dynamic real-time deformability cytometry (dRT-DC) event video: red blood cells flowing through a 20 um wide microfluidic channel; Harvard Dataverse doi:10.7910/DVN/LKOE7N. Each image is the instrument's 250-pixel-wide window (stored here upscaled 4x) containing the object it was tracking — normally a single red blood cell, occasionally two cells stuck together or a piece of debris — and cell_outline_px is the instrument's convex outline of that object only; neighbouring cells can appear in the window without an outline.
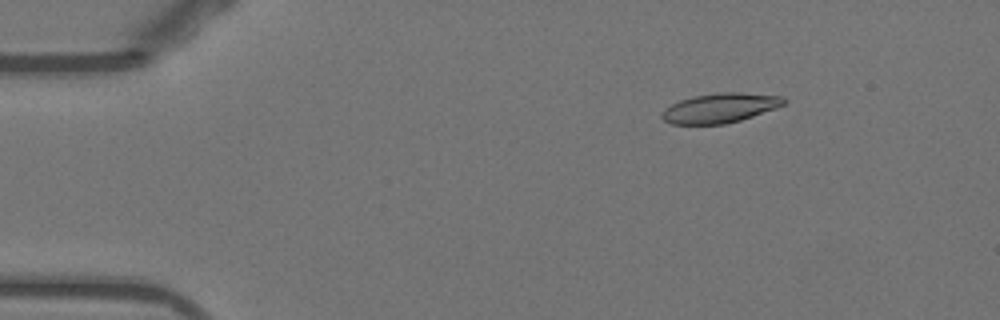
{"species": "Egyptian fruit bat (a non-hibernating species)", "species_latin": "Rousettus aegyptiacus", "temperature_condition": "warm", "stored_images_in_passage": 53, "camera_frame_rate_fps": 3000, "um_per_image_px": 0.085, "animal": {"sex": "female"}, "frame": {"image": 1, "passage_image": 8, "time_ms": 2.333, "image_size_px": [1000, 320], "cell_outline_px": [[788, 100], [784, 104], [776, 108], [740, 120], [724, 124], [672, 124], [664, 120], [660, 116], [664, 108], [680, 100], [692, 96], [716, 92], [740, 92], [784, 96]], "centroid_in_image_um": [61.21, 9.16], "position_along_channel_um": 23.8, "area_um2": 21.15}}
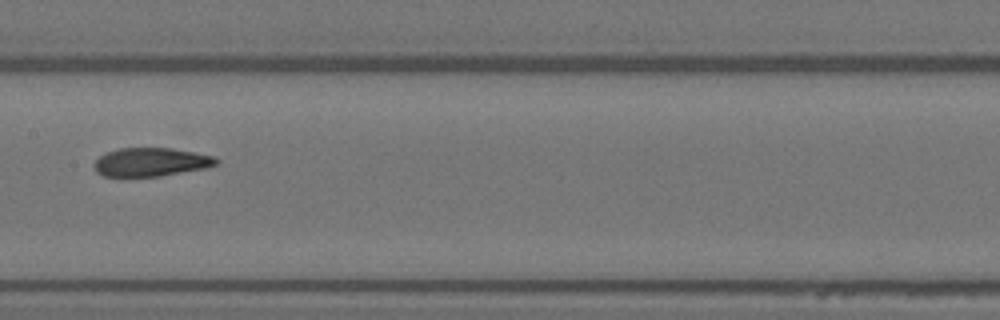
{"frame": {"image": 2, "passage_image": 27, "time_ms": 8.667, "image_size_px": [1000, 320], "cell_outline_px": [[220, 160], [216, 164], [208, 168], [160, 176], [120, 180], [104, 176], [96, 172], [92, 164], [104, 152], [120, 148], [172, 148], [196, 152], [212, 156]], "centroid_in_image_um": [12.75, 13.82], "position_along_channel_um": 194.6, "area_um2": 21.27}}
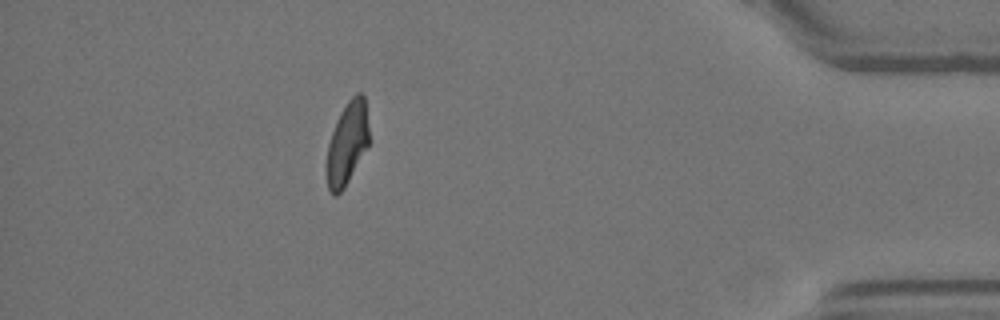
{"frame": {"image": 3, "passage_image": 47, "time_ms": 15.333, "image_size_px": [1000, 320], "cell_outline_px": [[368, 148], [344, 188], [336, 196], [328, 188], [328, 144], [336, 120], [340, 112], [348, 100], [356, 92], [360, 92], [364, 96], [368, 128]], "centroid_in_image_um": [29.53, 12.15], "position_along_channel_um": 405.7, "area_um2": 20.06}, "authors_computed_cell_mechanics": {"area_um2": 21.097, "velocity_mm_per_s": 3.9037, "shape_relaxation_time_tau1_ms": null, "shape_relaxation_time_tau2_ms": 2.1644, "deformation_change_tau1": null, "deformation_change_tau2": 0.0965}}